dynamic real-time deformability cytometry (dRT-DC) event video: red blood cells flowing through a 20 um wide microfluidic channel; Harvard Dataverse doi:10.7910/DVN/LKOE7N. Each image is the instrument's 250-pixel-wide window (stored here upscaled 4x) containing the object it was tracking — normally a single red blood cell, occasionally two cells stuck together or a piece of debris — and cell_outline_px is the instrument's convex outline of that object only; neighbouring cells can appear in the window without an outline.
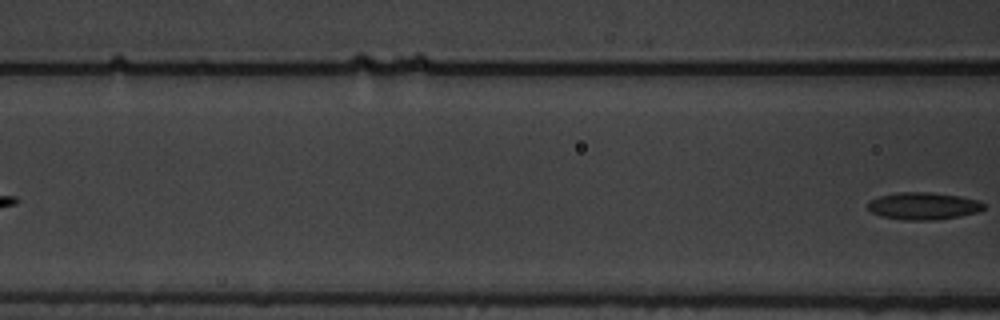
{"species": "common noctule bat (a hibernating species)", "species_latin": "Nyctalus noctula", "temperature_condition": "warm", "stored_images_in_passage": 7, "segment_of_instrument_passage": [2, 2], "camera_frame_rate_fps": 3000, "um_per_image_px": 0.085, "animal": {"sex": "male", "body_mass_g": 19.5, "forearm_length_mm": 54.6}, "frame": {"image": 1, "passage_image": 7, "time_ms": 2.0, "image_size_px": [1000, 320], "cell_outline_px": [[984, 208], [980, 212], [960, 216], [936, 220], [904, 220], [880, 216], [872, 212], [868, 208], [868, 204], [872, 200], [880, 196], [896, 192], [932, 192], [960, 196], [976, 200], [984, 204]], "centroid_in_image_um": [78.5, 17.51], "position_along_channel_um": 88.1, "area_um2": 18.44}}